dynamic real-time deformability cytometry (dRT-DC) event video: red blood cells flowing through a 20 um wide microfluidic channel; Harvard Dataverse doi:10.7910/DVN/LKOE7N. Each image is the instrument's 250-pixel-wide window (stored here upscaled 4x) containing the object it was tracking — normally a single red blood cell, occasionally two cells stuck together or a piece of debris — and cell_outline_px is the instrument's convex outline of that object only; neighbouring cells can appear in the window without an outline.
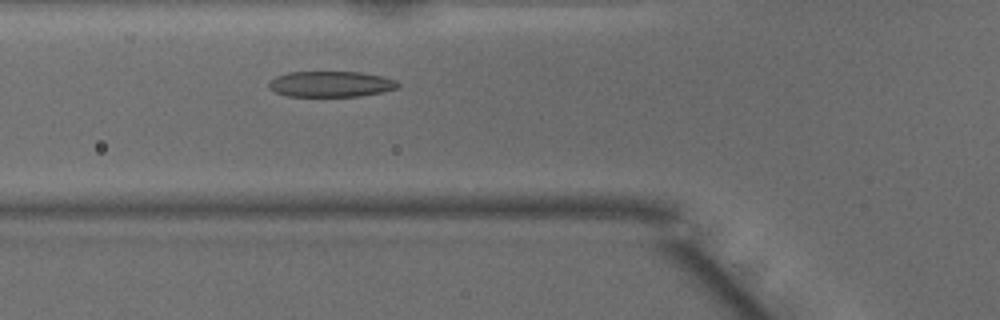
{"species": "common noctule bat (a hibernating species)", "species_latin": "Nyctalus noctula", "temperature_condition": "warm", "stored_images_in_passage": 41, "camera_frame_rate_fps": 3000, "um_per_image_px": 0.085, "animal": {"sex": "male", "body_mass_g": 15.6}, "frame": {"image": 1, "passage_image": 10, "time_ms": 3.0, "image_size_px": [1000, 320], "cell_outline_px": [[400, 88], [384, 92], [360, 96], [288, 96], [276, 92], [268, 88], [268, 84], [276, 76], [288, 72], [360, 72], [384, 76], [396, 80], [400, 84]], "centroid_in_image_um": [28.18, 7.14], "position_along_channel_um": 97.6, "area_um2": 19.54}}
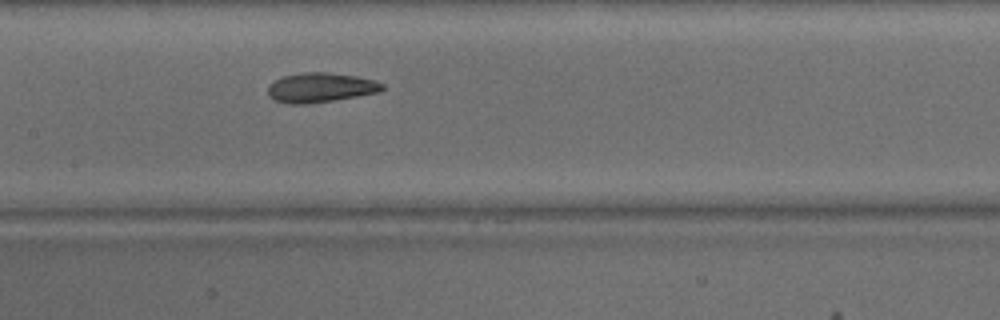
{"frame": {"image": 2, "passage_image": 16, "time_ms": 5.0, "image_size_px": [1000, 320], "cell_outline_px": [[384, 88], [380, 92], [332, 100], [304, 104], [288, 104], [272, 100], [268, 96], [268, 84], [284, 76], [300, 72], [328, 72], [356, 76], [376, 80], [384, 84]], "centroid_in_image_um": [27.22, 7.44], "position_along_channel_um": 180.2, "area_um2": 19.83}}
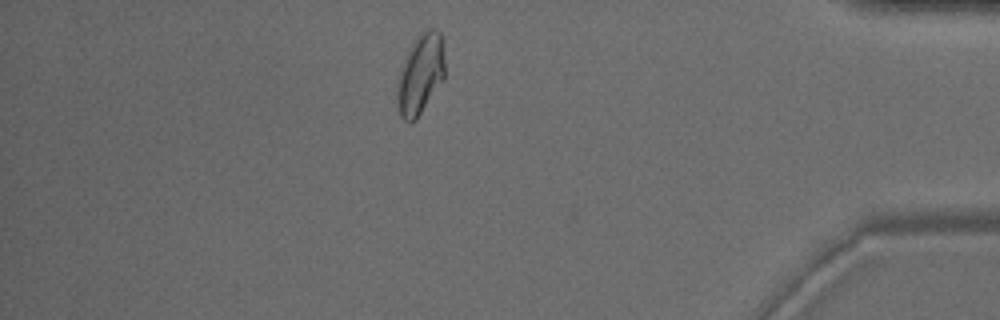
{"frame": {"image": 3, "passage_image": 35, "time_ms": 11.333, "image_size_px": [1000, 320], "cell_outline_px": [[444, 80], [416, 120], [408, 124], [400, 116], [396, 100], [396, 80], [400, 64], [404, 56], [416, 36], [420, 32], [428, 28], [432, 28], [440, 32], [444, 60]], "centroid_in_image_um": [35.69, 6.33], "position_along_channel_um": 399.5, "area_um2": 22.95}, "authors_computed_cell_mechanics": {"area_um2": 20.23, "velocity_mm_per_s": 4.0934, "shape_relaxation_time_tau1_ms": 3.4184, "shape_relaxation_time_tau2_ms": 1.0753, "deformation_change_tau1": 0.1347, "deformation_change_tau2": 0.0731}}